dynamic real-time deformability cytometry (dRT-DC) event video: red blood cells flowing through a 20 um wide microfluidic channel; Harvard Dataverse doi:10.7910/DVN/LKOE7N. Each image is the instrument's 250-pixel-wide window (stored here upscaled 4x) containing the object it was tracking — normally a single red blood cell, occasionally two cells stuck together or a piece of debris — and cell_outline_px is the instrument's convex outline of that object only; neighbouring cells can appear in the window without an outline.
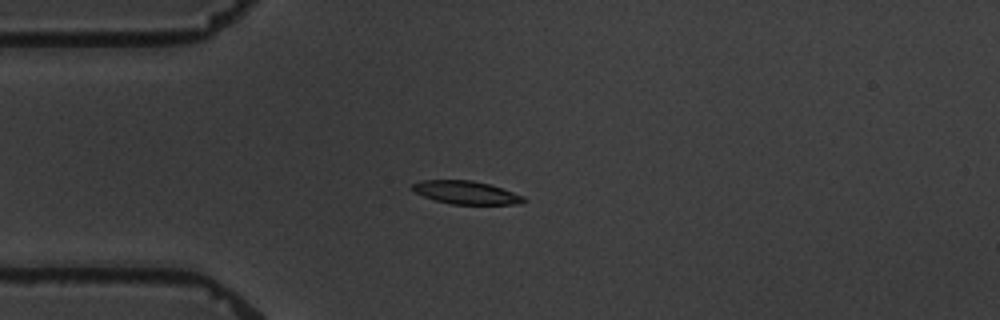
{"species": "common noctule bat (a hibernating species)", "species_latin": "Nyctalus noctula", "temperature_condition": "warm", "stored_images_in_passage": 10, "camera_frame_rate_fps": 3000, "um_per_image_px": 0.085, "animal": {"sex": "male", "body_mass_g": 19.5, "forearm_length_mm": 54.6}, "frame": {"image": 1, "passage_image": 4, "time_ms": 4.333, "image_size_px": [1000, 320], "cell_outline_px": [[528, 200], [520, 204], [452, 204], [436, 200], [412, 192], [412, 184], [420, 180], [472, 180], [488, 184], [524, 196]], "centroid_in_image_um": [39.6, 16.36], "position_along_channel_um": 45.4, "area_um2": 14.91}}
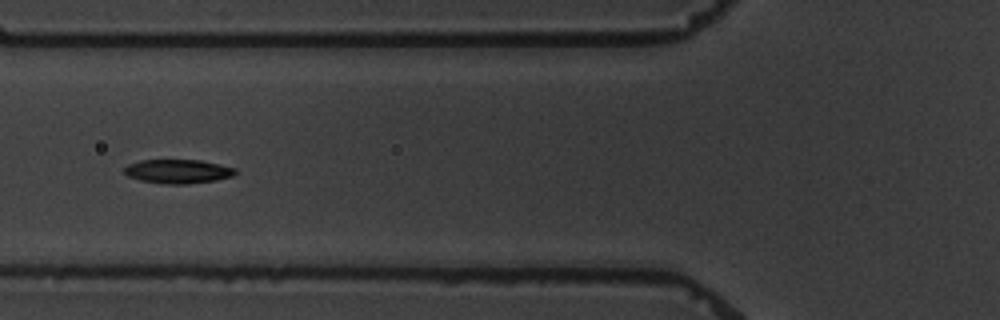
{"frame": {"image": 2, "passage_image": 6, "time_ms": 6.667, "image_size_px": [1000, 320], "cell_outline_px": [[236, 172], [232, 176], [216, 180], [188, 184], [164, 184], [140, 180], [128, 176], [124, 172], [124, 168], [128, 164], [140, 160], [200, 160], [236, 168]], "centroid_in_image_um": [15.11, 14.57], "position_along_channel_um": 110.7, "area_um2": 15.49}}
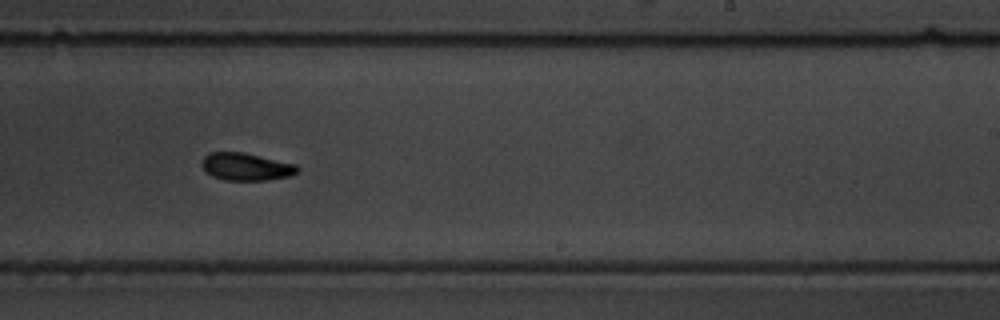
{"frame": {"image": 3, "passage_image": 10, "time_ms": 11.333, "image_size_px": [1000, 320], "cell_outline_px": [[300, 172], [292, 176], [268, 180], [224, 180], [212, 176], [200, 164], [204, 156], [208, 152], [240, 152], [296, 164], [300, 168]], "centroid_in_image_um": [20.95, 14.18], "position_along_channel_um": 268.1, "area_um2": 15.37}}